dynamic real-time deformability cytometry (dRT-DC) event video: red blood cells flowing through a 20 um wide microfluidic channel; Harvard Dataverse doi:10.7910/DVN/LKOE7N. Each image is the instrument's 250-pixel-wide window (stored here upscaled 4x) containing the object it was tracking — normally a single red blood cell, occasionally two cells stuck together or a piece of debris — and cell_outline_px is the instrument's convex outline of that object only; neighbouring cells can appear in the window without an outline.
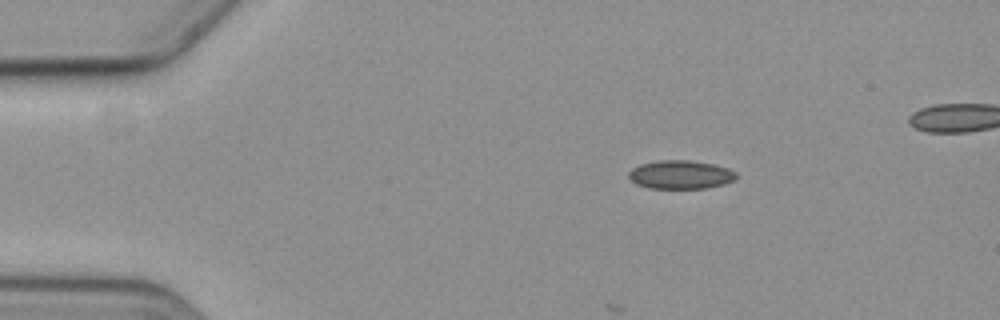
{"species": "common noctule bat (a hibernating species)", "species_latin": "Nyctalus noctula", "temperature_condition": "cold", "stored_images_in_passage": 4, "camera_frame_rate_fps": 3000, "um_per_image_px": 0.085, "animal": {"sex": "female", "body_mass_g": 19.3, "forearm_length_mm": 54.1}, "frame": {"image": 1, "passage_image": 1, "time_ms": 0.0, "image_size_px": [1000, 320], "cell_outline_px": [[736, 180], [724, 184], [708, 188], [648, 188], [636, 184], [628, 176], [628, 172], [632, 168], [640, 164], [656, 160], [688, 160], [712, 164], [728, 168], [736, 172]], "centroid_in_image_um": [57.84, 14.84], "position_along_channel_um": 27.2, "area_um2": 17.98}}
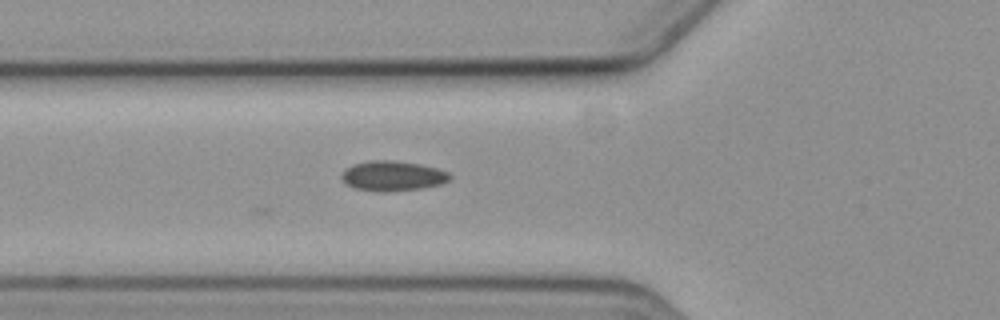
{"frame": {"image": 2, "passage_image": 4, "time_ms": 3.667, "image_size_px": [1000, 320], "cell_outline_px": [[452, 176], [448, 180], [440, 184], [420, 188], [388, 192], [380, 192], [356, 188], [344, 184], [340, 176], [352, 164], [368, 160], [392, 160], [420, 164], [436, 168], [448, 172]], "centroid_in_image_um": [33.35, 14.95], "position_along_channel_um": 92.5, "area_um2": 18.9}}